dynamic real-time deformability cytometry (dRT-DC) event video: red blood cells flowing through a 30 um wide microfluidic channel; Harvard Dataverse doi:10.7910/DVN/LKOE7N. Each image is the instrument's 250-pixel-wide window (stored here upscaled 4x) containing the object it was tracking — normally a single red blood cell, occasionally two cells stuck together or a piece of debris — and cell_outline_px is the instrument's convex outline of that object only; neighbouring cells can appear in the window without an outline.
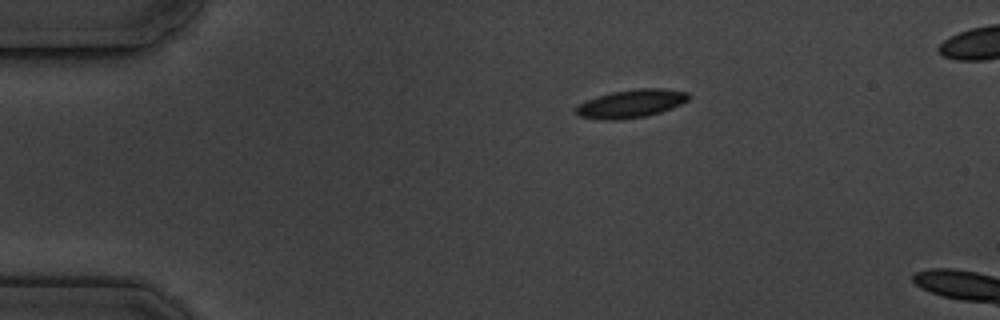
{"species": "common noctule bat (a hibernating species)", "species_latin": "Nyctalus noctula", "temperature_condition": "cold", "stored_images_in_passage": 2, "camera_frame_rate_fps": 3000, "um_per_image_px": 0.085, "animal": {"sex": "male", "body_mass_g": 19.5, "forearm_length_mm": 54.6}, "frame": {"image": 1, "passage_image": 2, "time_ms": 1.333, "image_size_px": [1000, 320], "cell_outline_px": [[692, 96], [688, 100], [672, 108], [660, 112], [644, 116], [616, 120], [604, 120], [580, 116], [572, 108], [576, 104], [612, 92], [640, 88], [660, 88], [688, 92]], "centroid_in_image_um": [53.64, 8.8], "position_along_channel_um": 31.4, "area_um2": 18.38}}